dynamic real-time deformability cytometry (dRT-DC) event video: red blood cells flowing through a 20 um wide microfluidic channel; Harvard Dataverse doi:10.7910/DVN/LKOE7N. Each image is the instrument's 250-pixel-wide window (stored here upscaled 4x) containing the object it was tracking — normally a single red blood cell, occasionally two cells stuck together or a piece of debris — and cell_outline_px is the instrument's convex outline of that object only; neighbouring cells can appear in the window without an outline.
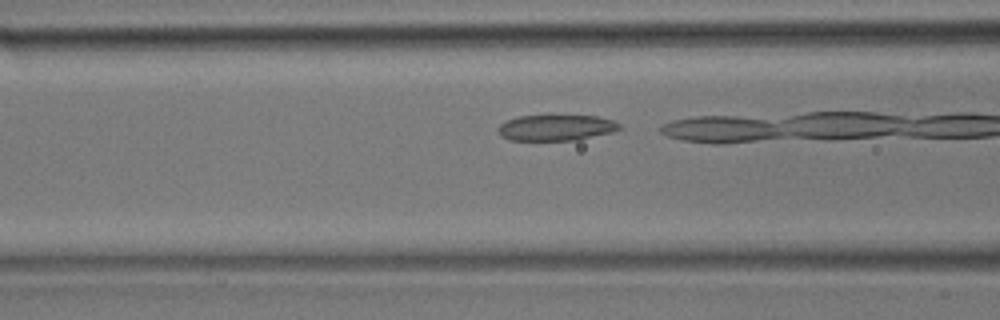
{"species": "common noctule bat (a hibernating species)", "species_latin": "Nyctalus noctula", "temperature_condition": "room temperature", "stored_images_in_passage": 24, "camera_frame_rate_fps": 3000, "um_per_image_px": 0.085, "animal": {"sex": "male", "body_mass_g": 17.9}, "frame": {"image": 1, "passage_image": 7, "time_ms": 2.0, "image_size_px": [1000, 320], "cell_outline_px": [[620, 128], [612, 132], [576, 140], [508, 140], [500, 136], [500, 124], [508, 120], [520, 116], [596, 116], [612, 120], [620, 124]], "centroid_in_image_um": [47.27, 10.86], "position_along_channel_um": 119.3, "area_um2": 17.98}}